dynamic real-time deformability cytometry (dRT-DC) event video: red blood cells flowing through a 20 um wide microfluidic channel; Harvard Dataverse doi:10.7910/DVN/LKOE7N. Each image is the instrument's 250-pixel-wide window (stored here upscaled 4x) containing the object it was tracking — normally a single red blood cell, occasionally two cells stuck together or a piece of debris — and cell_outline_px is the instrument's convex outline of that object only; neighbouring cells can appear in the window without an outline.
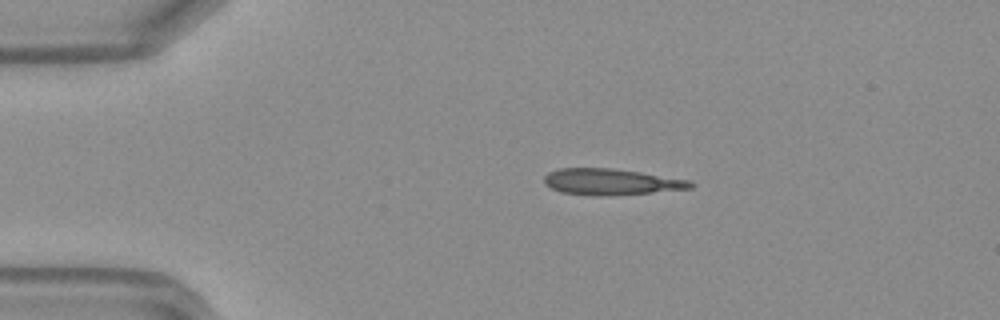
{"species": "Egyptian fruit bat (a non-hibernating species)", "species_latin": "Rousettus aegyptiacus", "temperature_condition": "warm", "stored_images_in_passage": 39, "camera_frame_rate_fps": 3000, "um_per_image_px": 0.085, "frame": {"image": 1, "passage_image": 1, "time_ms": 0.0, "image_size_px": [1000, 320], "cell_outline_px": [[696, 184], [692, 188], [652, 192], [564, 192], [552, 188], [544, 184], [544, 176], [548, 172], [560, 168], [612, 168], [640, 172], [688, 180]], "centroid_in_image_um": [51.96, 15.38], "position_along_channel_um": 33.0, "area_um2": 20.75}}
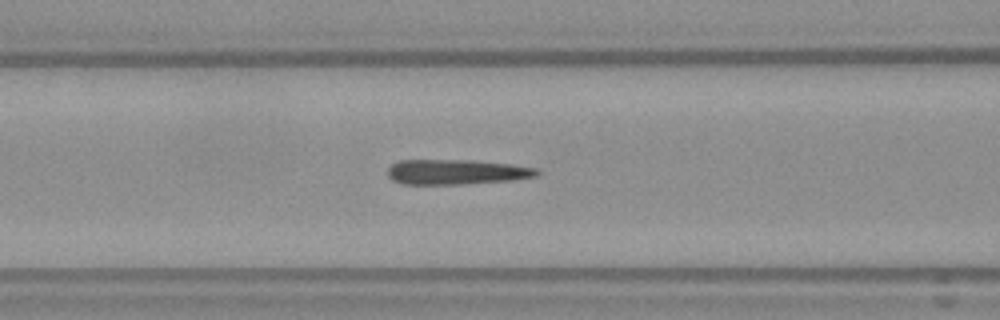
{"frame": {"image": 2, "passage_image": 11, "time_ms": 3.333, "image_size_px": [1000, 320], "cell_outline_px": [[540, 172], [536, 176], [508, 180], [456, 184], [404, 184], [392, 180], [388, 176], [388, 168], [392, 164], [400, 160], [472, 160], [512, 164], [536, 168]], "centroid_in_image_um": [38.76, 14.6], "position_along_channel_um": 127.8, "area_um2": 21.56}}
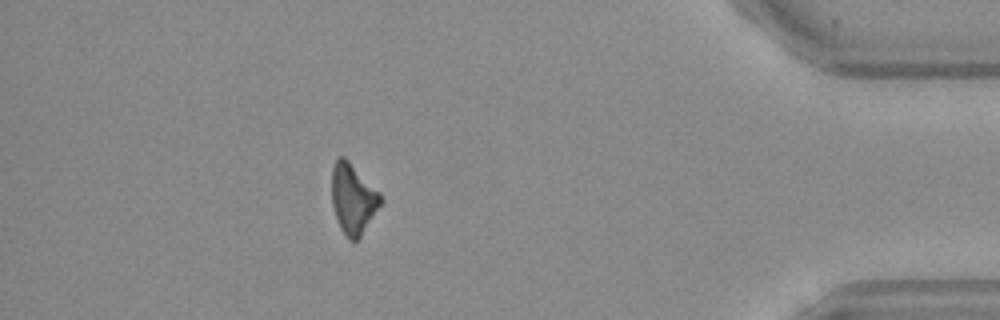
{"frame": {"image": 3, "passage_image": 34, "time_ms": 11.0, "image_size_px": [1000, 320], "cell_outline_px": [[384, 200], [360, 236], [356, 240], [348, 240], [340, 228], [332, 204], [332, 168], [336, 160], [340, 156], [344, 156], [380, 192]], "centroid_in_image_um": [30.01, 16.88], "position_along_channel_um": 405.2, "area_um2": 19.83}}